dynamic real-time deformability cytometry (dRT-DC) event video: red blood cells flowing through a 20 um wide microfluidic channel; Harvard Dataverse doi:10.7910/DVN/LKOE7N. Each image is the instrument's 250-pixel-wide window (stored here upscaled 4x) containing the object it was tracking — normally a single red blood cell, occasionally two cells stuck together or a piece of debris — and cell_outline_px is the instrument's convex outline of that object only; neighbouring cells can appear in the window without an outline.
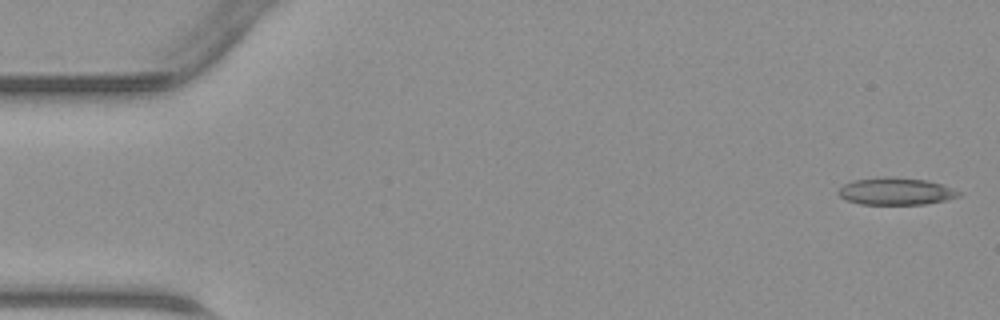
{"species": "common noctule bat (a hibernating species)", "species_latin": "Nyctalus noctula", "temperature_condition": "warm", "stored_images_in_passage": 9, "camera_frame_rate_fps": 3000, "um_per_image_px": 0.085, "animal": {"sex": "male", "body_mass_g": 23.1, "forearm_length_mm": 52.7}, "frame": {"image": 1, "passage_image": 1, "time_ms": 0.0, "image_size_px": [1000, 320], "cell_outline_px": [[964, 192], [960, 196], [948, 200], [924, 204], [860, 204], [848, 200], [840, 196], [840, 188], [844, 184], [852, 180], [888, 176], [928, 180], [944, 184]], "centroid_in_image_um": [76.24, 16.25], "position_along_channel_um": 8.8, "area_um2": 19.25}}